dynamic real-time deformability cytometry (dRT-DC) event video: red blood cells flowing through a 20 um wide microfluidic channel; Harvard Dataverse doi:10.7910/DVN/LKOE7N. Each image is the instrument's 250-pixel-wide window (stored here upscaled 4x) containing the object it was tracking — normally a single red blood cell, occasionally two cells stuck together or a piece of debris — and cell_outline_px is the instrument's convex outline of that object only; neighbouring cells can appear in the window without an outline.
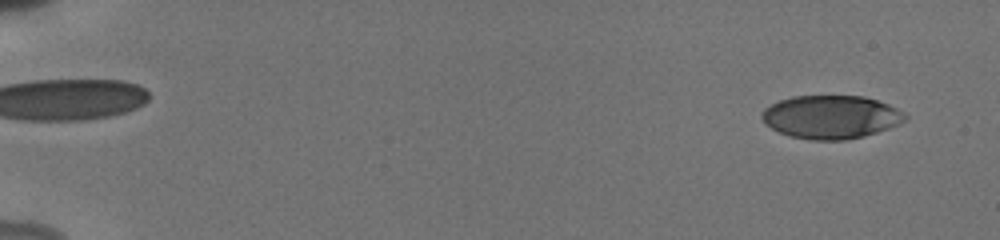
{"species": "human", "species_latin": "Homo sapiens", "temperature_condition": "cold", "stored_images_in_passage": 55, "camera_frame_rate_fps": 3000, "um_per_image_px": 0.085, "donor": {"sex": "male"}, "frame": {"image": 1, "passage_image": 4, "time_ms": 1.0, "image_size_px": [1000, 240], "cell_outline_px": [[888, 108], [880, 128], [872, 132], [860, 136], [832, 140], [828, 140], [792, 136], [780, 132], [768, 124], [764, 120], [764, 112], [772, 104], [784, 100], [800, 96], [860, 96], [876, 100], [884, 104]], "centroid_in_image_um": [70.24, 9.91], "position_along_channel_um": 14.8, "area_um2": 31.73}}
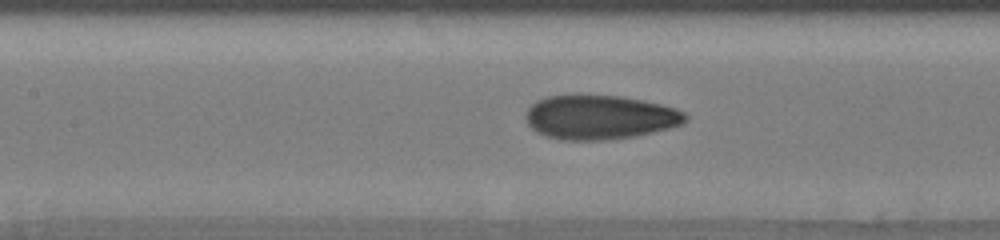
{"frame": {"image": 2, "passage_image": 28, "time_ms": 9.0, "image_size_px": [1000, 240], "cell_outline_px": [[684, 120], [676, 124], [644, 132], [620, 136], [556, 136], [544, 132], [536, 128], [528, 120], [528, 112], [536, 104], [544, 100], [556, 96], [608, 96], [632, 100], [672, 108], [680, 112], [684, 116]], "centroid_in_image_um": [50.98, 9.89], "position_along_channel_um": 156.4, "area_um2": 35.66}}
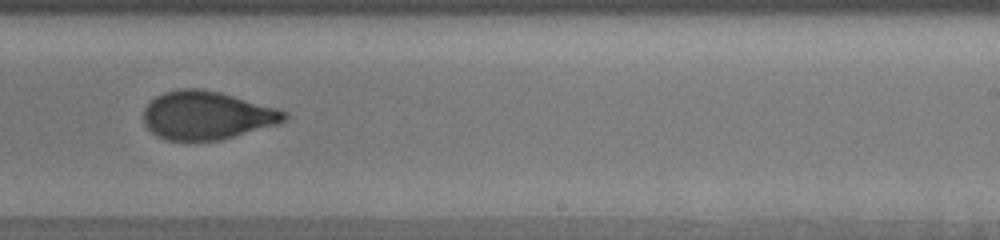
{"frame": {"image": 3, "passage_image": 37, "time_ms": 12.0, "image_size_px": [1000, 240], "cell_outline_px": [[284, 116], [280, 120], [228, 136], [208, 140], [176, 140], [164, 136], [156, 132], [148, 124], [144, 116], [144, 112], [148, 104], [152, 100], [168, 92], [212, 92], [228, 96], [284, 112]], "centroid_in_image_um": [17.46, 9.83], "position_along_channel_um": 271.5, "area_um2": 35.03}, "authors_computed_cell_mechanics": {"area_um2": 35.4314, "velocity_mm_per_s": 3.8518, "shape_relaxation_time_tau1_ms": 5.7351, "shape_relaxation_time_tau2_ms": 1.0012, "deformation_change_tau1": 0.204, "deformation_change_tau2": 0.0688}}